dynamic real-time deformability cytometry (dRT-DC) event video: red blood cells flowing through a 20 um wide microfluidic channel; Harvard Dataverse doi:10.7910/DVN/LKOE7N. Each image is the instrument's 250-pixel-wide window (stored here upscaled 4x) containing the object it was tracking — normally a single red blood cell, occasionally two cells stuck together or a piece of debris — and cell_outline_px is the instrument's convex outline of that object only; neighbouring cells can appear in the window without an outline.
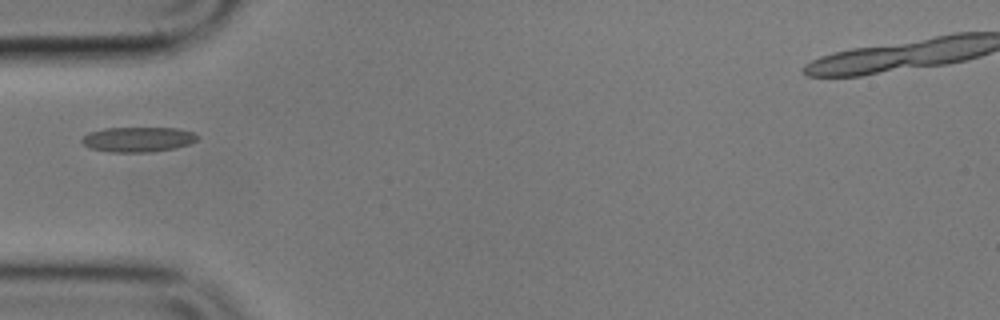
{"species": "common noctule bat (a hibernating species)", "species_latin": "Nyctalus noctula", "temperature_condition": "cold", "stored_images_in_passage": 7, "camera_frame_rate_fps": 3000, "um_per_image_px": 0.085, "animal": {"sex": "male", "body_mass_g": 17.9}, "frame": {"image": 1, "passage_image": 1, "time_ms": 0.0, "image_size_px": [1000, 320], "cell_outline_px": [[200, 136], [196, 140], [188, 144], [176, 148], [152, 152], [108, 152], [92, 148], [84, 144], [80, 140], [88, 132], [104, 128], [180, 128], [196, 132]], "centroid_in_image_um": [11.77, 11.84], "position_along_channel_um": 73.2, "area_um2": 16.99}}
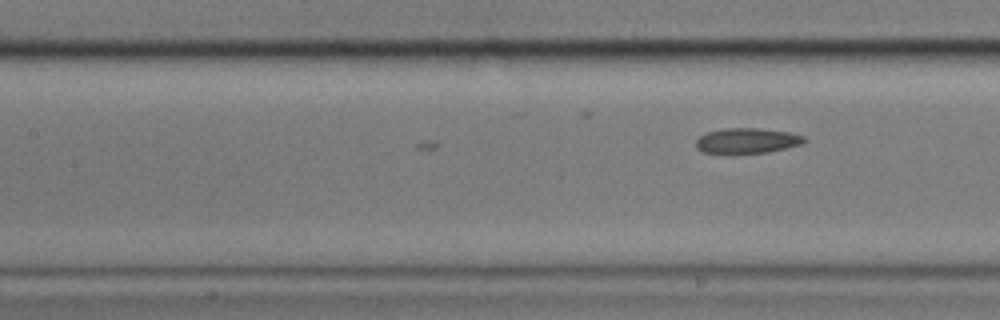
{"frame": {"image": 2, "passage_image": 7, "time_ms": 2.0, "image_size_px": [1000, 320], "cell_outline_px": [[808, 140], [800, 144], [768, 152], [704, 152], [696, 148], [696, 140], [700, 136], [708, 132], [724, 128], [760, 128], [788, 132], [804, 136]], "centroid_in_image_um": [63.51, 11.93], "position_along_channel_um": 143.9, "area_um2": 15.55}}